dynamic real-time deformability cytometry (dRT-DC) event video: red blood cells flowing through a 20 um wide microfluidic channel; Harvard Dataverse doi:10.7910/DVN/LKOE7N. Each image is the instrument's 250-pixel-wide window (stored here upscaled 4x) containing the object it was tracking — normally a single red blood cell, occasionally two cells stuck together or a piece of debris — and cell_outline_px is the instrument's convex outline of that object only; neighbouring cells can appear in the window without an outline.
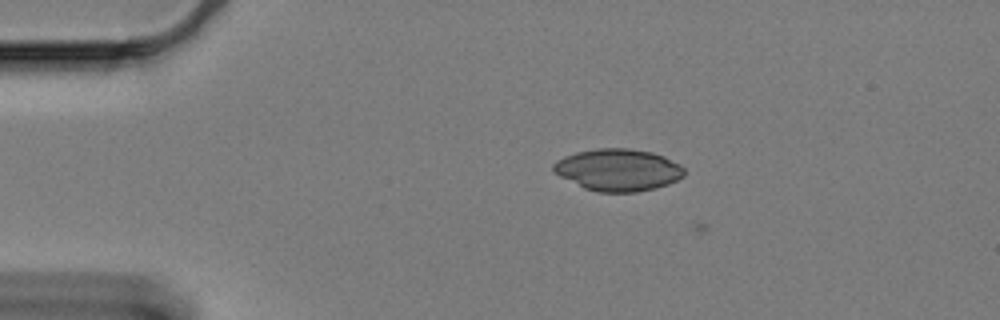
{"species": "Egyptian fruit bat (a non-hibernating species)", "species_latin": "Rousettus aegyptiacus", "temperature_condition": "cold", "stored_images_in_passage": 8, "camera_frame_rate_fps": 3000, "um_per_image_px": 0.085, "animal": {"sex": "female"}, "frame": {"image": 1, "passage_image": 7, "time_ms": 2.0, "image_size_px": [1000, 320], "cell_outline_px": [[684, 176], [668, 184], [656, 188], [636, 192], [596, 192], [584, 188], [552, 172], [552, 164], [556, 160], [564, 156], [576, 152], [596, 148], [628, 148], [652, 152], [664, 156], [680, 164], [684, 168]], "centroid_in_image_um": [52.52, 14.43], "position_along_channel_um": 32.5, "area_um2": 32.25}}